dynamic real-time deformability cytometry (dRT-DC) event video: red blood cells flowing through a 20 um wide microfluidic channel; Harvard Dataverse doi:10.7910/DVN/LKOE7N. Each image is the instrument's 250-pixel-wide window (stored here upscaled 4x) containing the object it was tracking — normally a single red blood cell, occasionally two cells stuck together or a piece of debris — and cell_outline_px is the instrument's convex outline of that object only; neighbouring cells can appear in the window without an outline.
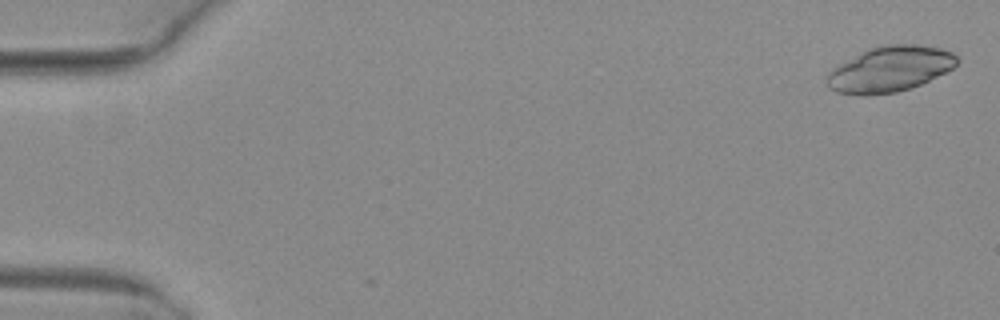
{"species": "common noctule bat (a hibernating species)", "species_latin": "Nyctalus noctula", "temperature_condition": "warm", "stored_images_in_passage": 4, "camera_frame_rate_fps": 3000, "um_per_image_px": 0.085, "animal": {"sex": "female", "body_mass_g": 29.2, "forearm_length_mm": 56.3}, "frame": {"image": 1, "passage_image": 1, "time_ms": 0.0, "image_size_px": [1000, 320], "cell_outline_px": [[956, 64], [952, 68], [920, 84], [896, 92], [868, 96], [864, 96], [836, 92], [828, 88], [828, 72], [840, 64], [868, 48], [884, 44], [916, 44], [940, 48], [952, 52], [956, 56]], "centroid_in_image_um": [75.61, 5.87], "position_along_channel_um": 9.4, "area_um2": 34.16}}